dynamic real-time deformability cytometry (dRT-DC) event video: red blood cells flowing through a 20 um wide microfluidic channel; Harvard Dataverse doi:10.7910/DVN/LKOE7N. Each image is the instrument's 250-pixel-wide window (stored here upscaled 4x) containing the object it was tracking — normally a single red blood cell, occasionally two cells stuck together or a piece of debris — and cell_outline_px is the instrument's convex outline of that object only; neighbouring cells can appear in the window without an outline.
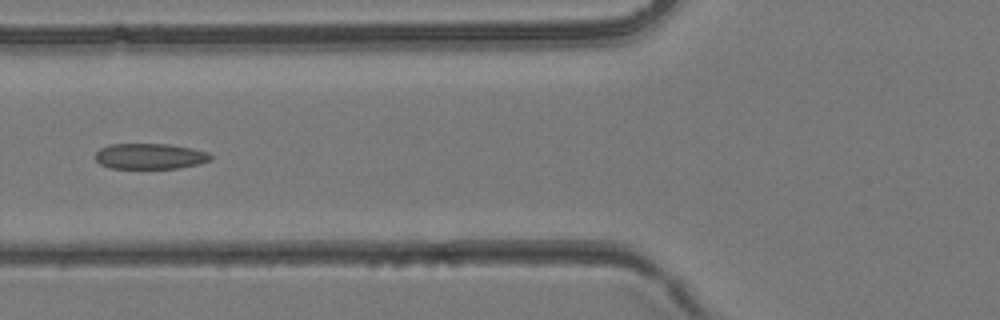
{"species": "common noctule bat (a hibernating species)", "species_latin": "Nyctalus noctula", "temperature_condition": "room temperature", "stored_images_in_passage": 31, "camera_frame_rate_fps": 3000, "um_per_image_px": 0.085, "animal": {"sex": "female", "body_mass_g": 24.6, "forearm_length_mm": 56.2}, "frame": {"image": 1, "passage_image": 9, "time_ms": 2.667, "image_size_px": [1000, 320], "cell_outline_px": [[212, 160], [200, 164], [176, 168], [108, 168], [100, 164], [96, 160], [96, 152], [100, 148], [108, 144], [168, 144], [192, 148], [208, 152], [212, 156]], "centroid_in_image_um": [12.75, 13.28], "position_along_channel_um": 113.0, "area_um2": 17.34}}
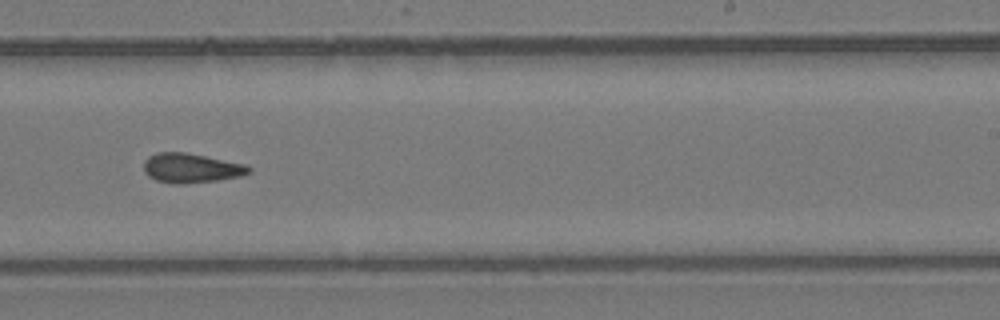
{"frame": {"image": 2, "passage_image": 18, "time_ms": 5.667, "image_size_px": [1000, 320], "cell_outline_px": [[252, 172], [240, 176], [216, 180], [184, 184], [172, 184], [156, 180], [148, 176], [144, 172], [144, 160], [148, 156], [156, 152], [184, 152], [244, 164], [252, 168]], "centroid_in_image_um": [16.21, 14.29], "position_along_channel_um": 272.8, "area_um2": 18.03}}
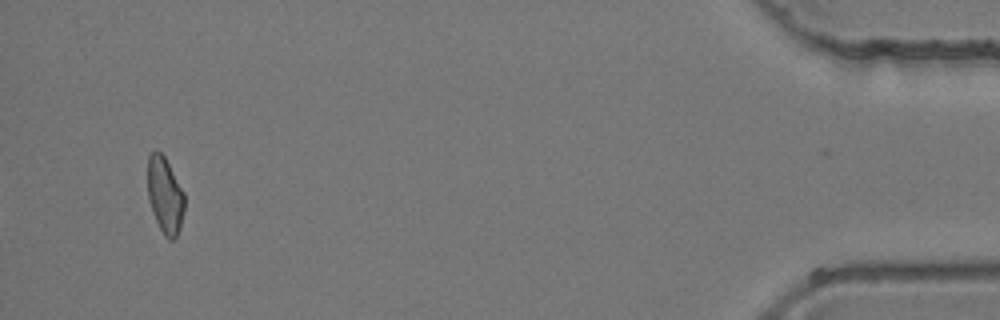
{"frame": {"image": 3, "passage_image": 31, "time_ms": 10.0, "image_size_px": [1000, 320], "cell_outline_px": [[184, 212], [180, 228], [176, 236], [172, 240], [168, 240], [164, 236], [156, 220], [148, 196], [148, 156], [156, 148], [164, 156], [184, 192]], "centroid_in_image_um": [14.03, 16.59], "position_along_channel_um": 421.2, "area_um2": 16.24}}